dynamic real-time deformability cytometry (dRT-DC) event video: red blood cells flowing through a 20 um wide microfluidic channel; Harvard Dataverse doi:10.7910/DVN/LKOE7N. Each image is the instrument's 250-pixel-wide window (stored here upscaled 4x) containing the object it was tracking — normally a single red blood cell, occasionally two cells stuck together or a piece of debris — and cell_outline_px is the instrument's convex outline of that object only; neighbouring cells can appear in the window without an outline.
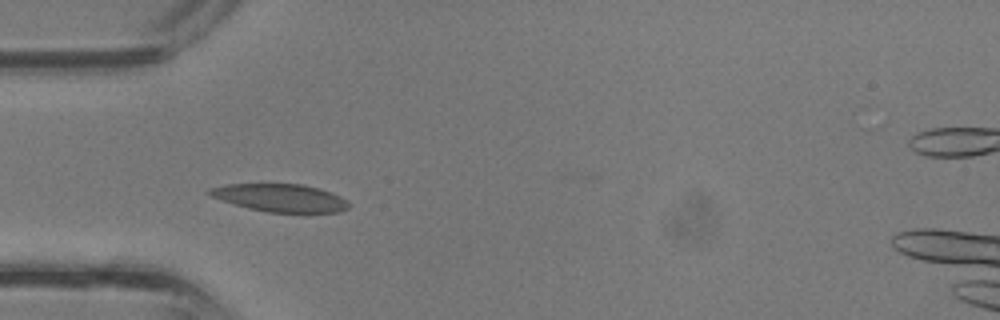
{"species": "common noctule bat (a hibernating species)", "species_latin": "Nyctalus noctula", "temperature_condition": "room temperature", "stored_images_in_passage": 20, "camera_frame_rate_fps": 3000, "um_per_image_px": 0.085, "animal": {"sex": "male", "body_mass_g": 13.3}, "frame": {"image": 1, "passage_image": 1, "time_ms": 0.0, "image_size_px": [1000, 320], "cell_outline_px": [[348, 208], [340, 212], [268, 212], [248, 208], [212, 196], [204, 192], [208, 188], [224, 184], [300, 184], [316, 188], [340, 196], [348, 200]], "centroid_in_image_um": [23.79, 16.81], "position_along_channel_um": 61.2, "area_um2": 22.25}}
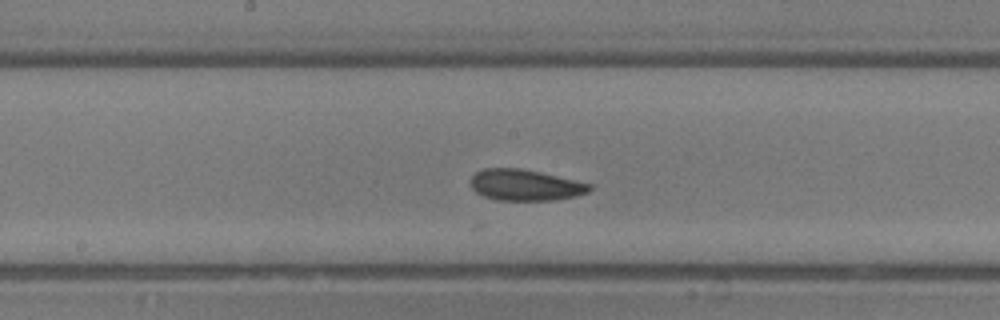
{"frame": {"image": 2, "passage_image": 9, "time_ms": 2.667, "image_size_px": [1000, 320], "cell_outline_px": [[592, 188], [588, 192], [576, 196], [556, 200], [496, 200], [484, 196], [476, 192], [472, 188], [472, 176], [476, 172], [484, 168], [520, 168], [540, 172], [592, 184]], "centroid_in_image_um": [44.66, 15.73], "position_along_channel_um": 203.5, "area_um2": 21.5}}
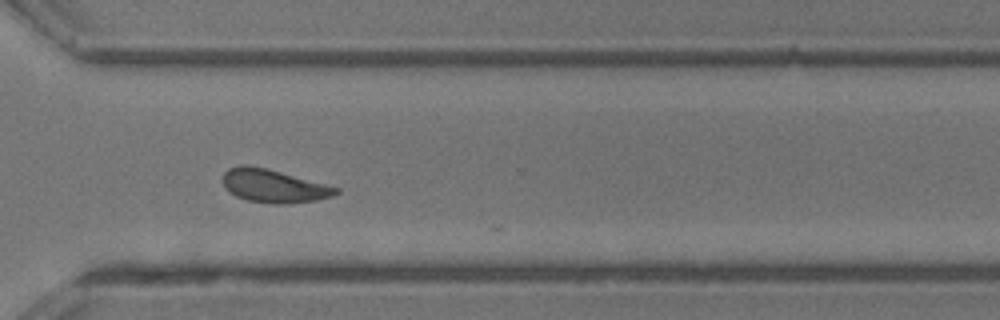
{"frame": {"image": 3, "passage_image": 17, "time_ms": 5.333, "image_size_px": [1000, 320], "cell_outline_px": [[340, 192], [332, 196], [316, 200], [284, 204], [272, 204], [248, 200], [236, 196], [224, 188], [224, 172], [228, 168], [240, 164], [248, 164], [268, 168], [340, 188]], "centroid_in_image_um": [23.25, 15.79], "position_along_channel_um": 347.3, "area_um2": 21.96}}